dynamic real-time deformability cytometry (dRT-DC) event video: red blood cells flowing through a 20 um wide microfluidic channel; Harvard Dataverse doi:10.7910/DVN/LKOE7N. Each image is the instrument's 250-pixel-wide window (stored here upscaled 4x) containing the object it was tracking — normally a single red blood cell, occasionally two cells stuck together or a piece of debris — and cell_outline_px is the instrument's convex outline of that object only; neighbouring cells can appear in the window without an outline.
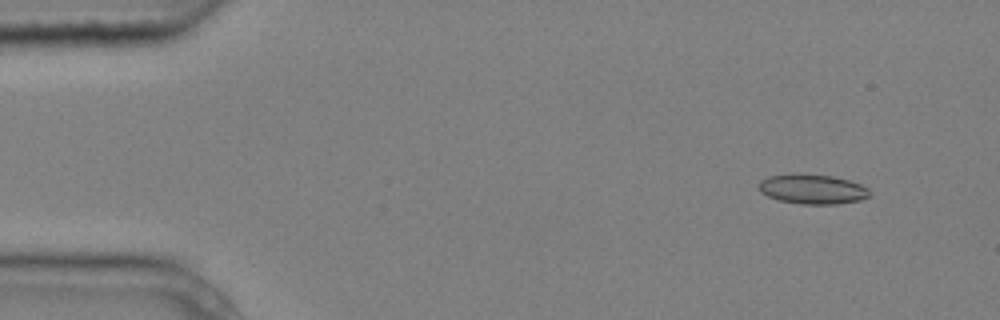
{"species": "common noctule bat (a hibernating species)", "species_latin": "Nyctalus noctula", "temperature_condition": "cold", "stored_images_in_passage": 5, "camera_frame_rate_fps": 3000, "um_per_image_px": 0.085, "animal": {"sex": "male", "body_mass_g": 20.4}, "frame": {"image": 1, "passage_image": 2, "time_ms": 0.333, "image_size_px": [1000, 320], "cell_outline_px": [[868, 196], [860, 200], [836, 204], [800, 204], [780, 200], [768, 196], [760, 192], [760, 180], [768, 176], [800, 172], [832, 176], [848, 180], [860, 184], [868, 188]], "centroid_in_image_um": [69.03, 16.05], "position_along_channel_um": 16.0, "area_um2": 19.25}}
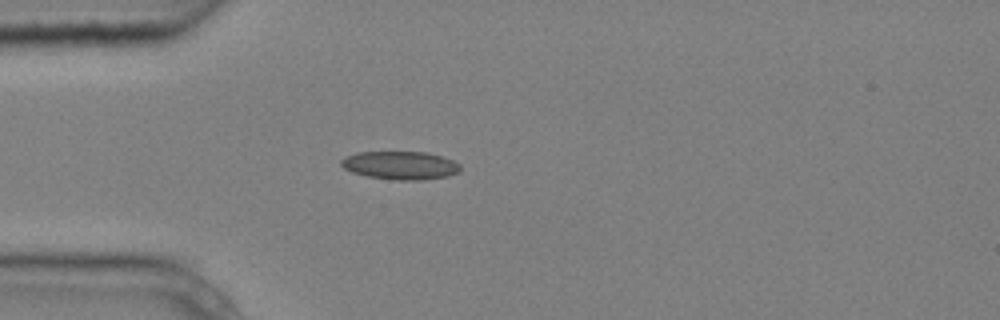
{"frame": {"image": 2, "passage_image": 5, "time_ms": 1.333, "image_size_px": [1000, 320], "cell_outline_px": [[460, 172], [448, 176], [420, 180], [396, 180], [368, 176], [352, 172], [344, 168], [340, 164], [340, 160], [344, 156], [356, 152], [424, 152], [440, 156], [452, 160], [460, 164]], "centroid_in_image_um": [34.01, 14.05], "position_along_channel_um": 51.0, "area_um2": 19.59}}